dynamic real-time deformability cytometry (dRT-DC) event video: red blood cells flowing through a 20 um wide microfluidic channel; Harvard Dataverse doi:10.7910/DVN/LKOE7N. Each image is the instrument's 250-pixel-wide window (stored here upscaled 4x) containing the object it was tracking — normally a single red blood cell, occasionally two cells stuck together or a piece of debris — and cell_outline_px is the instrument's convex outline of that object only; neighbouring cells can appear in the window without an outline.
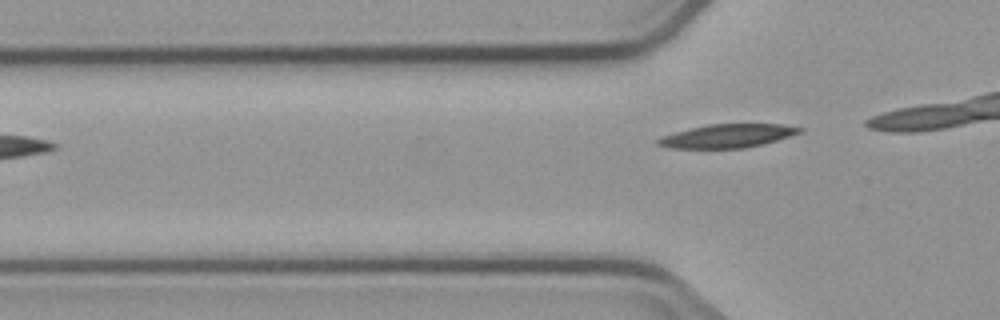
{"species": "common noctule bat (a hibernating species)", "species_latin": "Nyctalus noctula", "temperature_condition": "cold", "stored_images_in_passage": 4, "camera_frame_rate_fps": 3000, "um_per_image_px": 0.085, "animal": {"sex": "male", "body_mass_g": 23.1, "forearm_length_mm": 52.7}, "frame": {"image": 1, "passage_image": 4, "time_ms": 3.667, "image_size_px": [1000, 320], "cell_outline_px": [[804, 132], [764, 144], [744, 148], [672, 148], [656, 144], [656, 140], [664, 136], [676, 132], [708, 124], [784, 124], [804, 128]], "centroid_in_image_um": [61.92, 11.55], "position_along_channel_um": 63.9, "area_um2": 19.36}}